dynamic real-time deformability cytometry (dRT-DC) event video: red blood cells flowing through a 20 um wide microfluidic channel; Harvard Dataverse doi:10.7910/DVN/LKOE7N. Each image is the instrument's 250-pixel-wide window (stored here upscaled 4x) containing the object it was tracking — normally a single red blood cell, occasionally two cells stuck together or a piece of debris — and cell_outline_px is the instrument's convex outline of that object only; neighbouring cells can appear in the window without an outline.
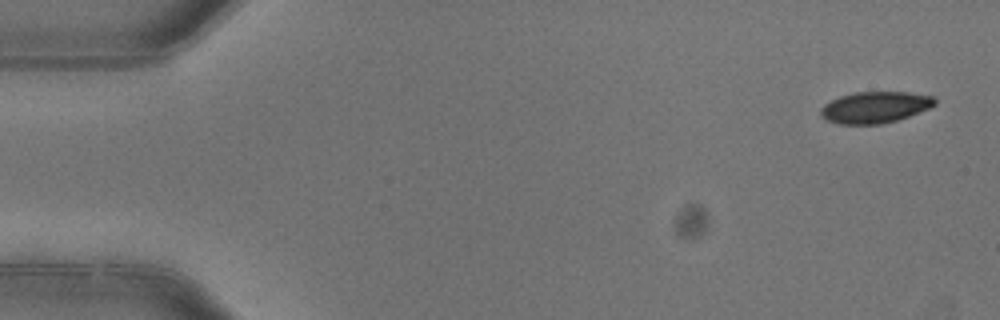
{"species": "common noctule bat (a hibernating species)", "species_latin": "Nyctalus noctula", "temperature_condition": "warm", "stored_images_in_passage": 4, "camera_frame_rate_fps": 3000, "um_per_image_px": 0.085, "animal": {"sex": "female"}, "frame": {"image": 1, "passage_image": 1, "time_ms": 0.0, "image_size_px": [1000, 320], "cell_outline_px": [[936, 104], [928, 108], [908, 116], [896, 120], [880, 124], [836, 124], [820, 116], [820, 108], [824, 104], [840, 96], [856, 92], [908, 92], [936, 96]], "centroid_in_image_um": [74.37, 9.11], "position_along_channel_um": 10.6, "area_um2": 20.87}}